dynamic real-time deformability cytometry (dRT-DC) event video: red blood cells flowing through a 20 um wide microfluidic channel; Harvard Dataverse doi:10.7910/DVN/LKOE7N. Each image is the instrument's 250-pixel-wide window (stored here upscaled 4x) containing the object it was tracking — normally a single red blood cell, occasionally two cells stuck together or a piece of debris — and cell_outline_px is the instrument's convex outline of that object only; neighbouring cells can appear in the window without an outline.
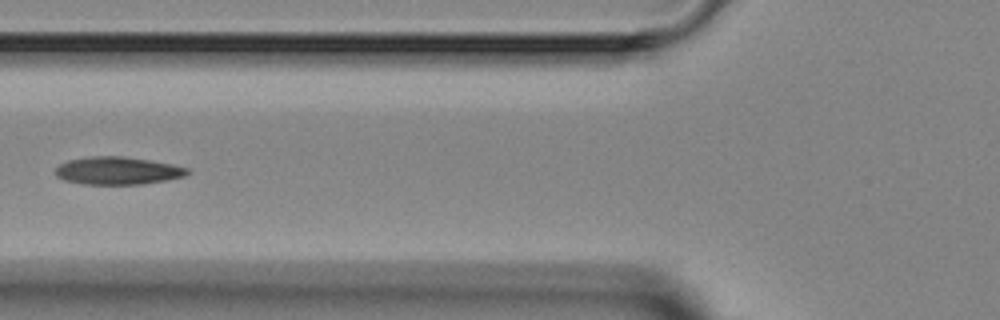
{"species": "Egyptian fruit bat (a non-hibernating species)", "species_latin": "Rousettus aegyptiacus", "temperature_condition": "room temperature", "stored_images_in_passage": 5, "camera_frame_rate_fps": 3000, "um_per_image_px": 0.085, "animal": {"sex": "female"}, "frame": {"image": 1, "passage_image": 4, "time_ms": 4.333, "image_size_px": [1000, 320], "cell_outline_px": [[188, 172], [184, 176], [144, 184], [84, 184], [64, 180], [56, 176], [56, 168], [60, 164], [68, 160], [92, 156], [124, 156], [172, 164], [188, 168]], "centroid_in_image_um": [9.97, 14.51], "position_along_channel_um": 115.8, "area_um2": 21.1}}
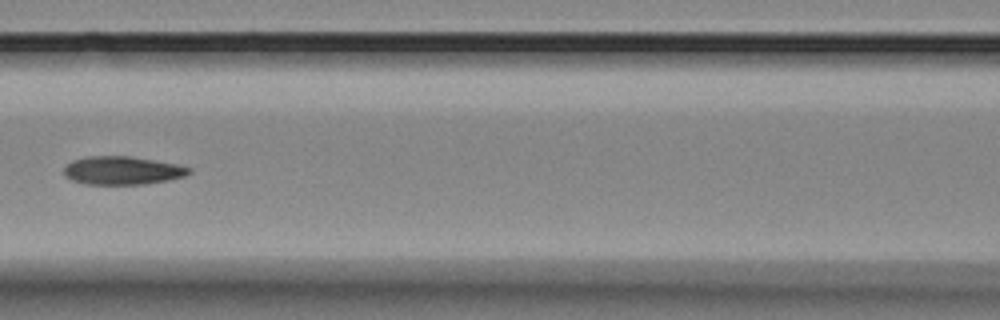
{"frame": {"image": 2, "passage_image": 5, "time_ms": 5.333, "image_size_px": [1000, 320], "cell_outline_px": [[192, 172], [184, 176], [168, 180], [144, 184], [84, 184], [72, 180], [64, 176], [64, 168], [72, 160], [88, 156], [128, 156], [176, 164], [192, 168]], "centroid_in_image_um": [10.38, 14.49], "position_along_channel_um": 156.2, "area_um2": 20.52}}